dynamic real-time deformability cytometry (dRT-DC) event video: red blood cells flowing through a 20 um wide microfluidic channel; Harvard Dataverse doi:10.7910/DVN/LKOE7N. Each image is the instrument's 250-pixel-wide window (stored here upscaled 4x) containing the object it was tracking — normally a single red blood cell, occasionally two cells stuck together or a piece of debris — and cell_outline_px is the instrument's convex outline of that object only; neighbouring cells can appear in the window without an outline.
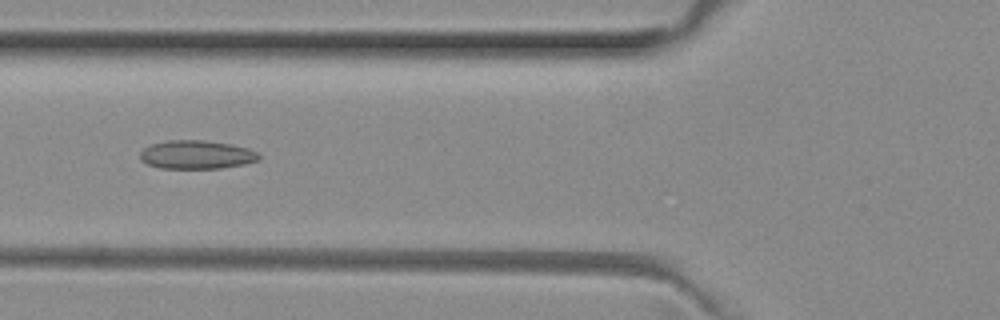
{"species": "common noctule bat (a hibernating species)", "species_latin": "Nyctalus noctula", "temperature_condition": "room temperature", "stored_images_in_passage": 37, "camera_frame_rate_fps": 3000, "um_per_image_px": 0.085, "animal": {"sex": "female", "body_mass_g": 29.2, "forearm_length_mm": 56.3}, "frame": {"image": 1, "passage_image": 5, "time_ms": 1.333, "image_size_px": [1000, 320], "cell_outline_px": [[260, 160], [244, 164], [220, 168], [160, 168], [148, 164], [140, 160], [140, 152], [144, 148], [152, 144], [168, 140], [204, 140], [232, 144], [248, 148], [256, 152], [260, 156]], "centroid_in_image_um": [16.71, 13.14], "position_along_channel_um": 109.1, "area_um2": 19.77}}
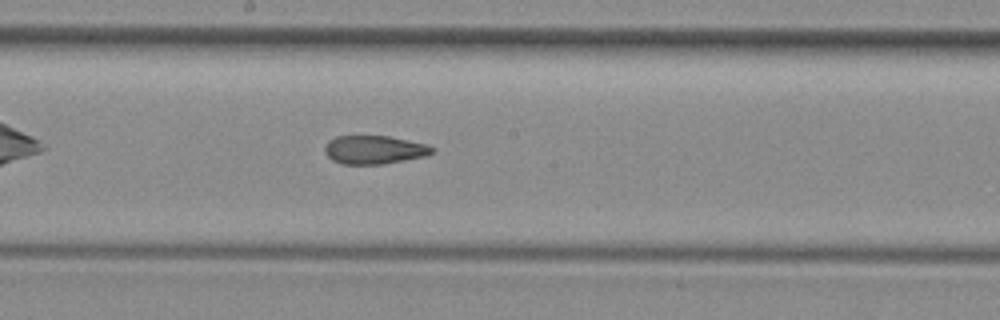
{"frame": {"image": 2, "passage_image": 13, "time_ms": 4.0, "image_size_px": [1000, 320], "cell_outline_px": [[436, 152], [424, 156], [384, 164], [344, 164], [332, 160], [324, 152], [324, 148], [328, 140], [336, 136], [388, 136], [428, 144], [436, 148]], "centroid_in_image_um": [31.83, 12.72], "position_along_channel_um": 216.4, "area_um2": 17.92}}
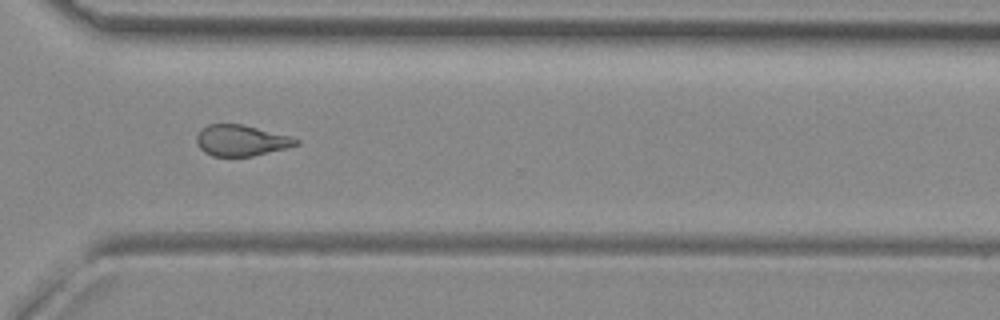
{"frame": {"image": 3, "passage_image": 23, "time_ms": 7.333, "image_size_px": [1000, 320], "cell_outline_px": [[300, 144], [288, 148], [252, 156], [212, 156], [204, 152], [196, 144], [196, 136], [200, 128], [208, 124], [240, 124], [288, 136], [300, 140]], "centroid_in_image_um": [20.46, 11.95], "position_along_channel_um": 350.1, "area_um2": 17.92}, "authors_computed_cell_mechanics": {"area_um2": 18.8428, "velocity_mm_per_s": 4.021, "shape_relaxation_time_tau1_ms": null, "shape_relaxation_time_tau2_ms": 3.0035, "deformation_change_tau1": null, "deformation_change_tau2": 0.1093}}